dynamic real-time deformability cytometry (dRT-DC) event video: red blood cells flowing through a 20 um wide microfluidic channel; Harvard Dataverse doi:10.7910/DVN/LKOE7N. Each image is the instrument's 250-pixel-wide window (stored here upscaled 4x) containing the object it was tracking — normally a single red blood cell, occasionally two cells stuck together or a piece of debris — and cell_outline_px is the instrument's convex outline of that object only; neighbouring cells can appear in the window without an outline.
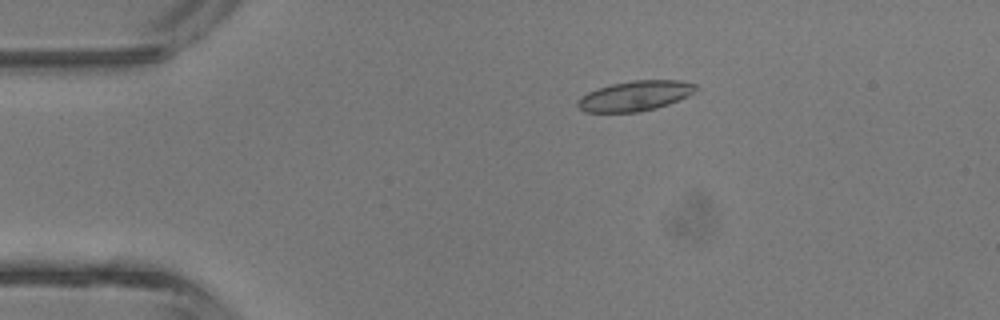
{"species": "common noctule bat (a hibernating species)", "species_latin": "Nyctalus noctula", "temperature_condition": "room temperature", "stored_images_in_passage": 2, "camera_frame_rate_fps": 3000, "um_per_image_px": 0.085, "animal": {"sex": "male", "body_mass_g": 13.3}, "frame": {"image": 1, "passage_image": 1, "time_ms": 0.0, "image_size_px": [1000, 320], "cell_outline_px": [[700, 88], [688, 96], [668, 104], [656, 108], [640, 112], [584, 112], [576, 104], [576, 100], [580, 96], [596, 88], [612, 84], [632, 80], [680, 80], [696, 84]], "centroid_in_image_um": [53.98, 8.14], "position_along_channel_um": 31.0, "area_um2": 20.92}}